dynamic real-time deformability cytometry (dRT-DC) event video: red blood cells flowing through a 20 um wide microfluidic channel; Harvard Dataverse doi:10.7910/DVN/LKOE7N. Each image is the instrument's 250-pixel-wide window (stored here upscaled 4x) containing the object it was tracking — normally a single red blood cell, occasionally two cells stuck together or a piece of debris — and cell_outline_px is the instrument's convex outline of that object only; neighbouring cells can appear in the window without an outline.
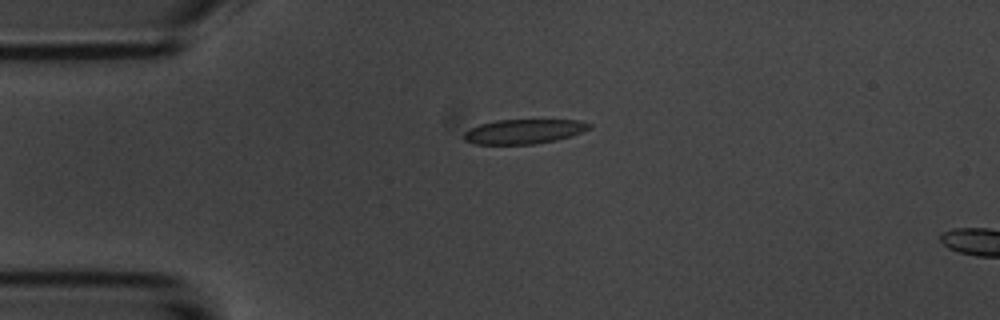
{"species": "common noctule bat (a hibernating species)", "species_latin": "Nyctalus noctula", "temperature_condition": "room temperature", "stored_images_in_passage": 3, "segment_of_instrument_passage": [1, 2], "camera_frame_rate_fps": 3000, "um_per_image_px": 0.085, "animal": {"sex": "male", "body_mass_g": 20.1, "forearm_length_mm": 53.5}, "frame": {"image": 1, "passage_image": 1, "time_ms": 0.0, "image_size_px": [1000, 320], "cell_outline_px": [[592, 128], [572, 136], [556, 140], [532, 144], [476, 144], [464, 140], [464, 132], [480, 124], [496, 120], [580, 120], [592, 124]], "centroid_in_image_um": [44.57, 11.17], "position_along_channel_um": 40.4, "area_um2": 17.92}}